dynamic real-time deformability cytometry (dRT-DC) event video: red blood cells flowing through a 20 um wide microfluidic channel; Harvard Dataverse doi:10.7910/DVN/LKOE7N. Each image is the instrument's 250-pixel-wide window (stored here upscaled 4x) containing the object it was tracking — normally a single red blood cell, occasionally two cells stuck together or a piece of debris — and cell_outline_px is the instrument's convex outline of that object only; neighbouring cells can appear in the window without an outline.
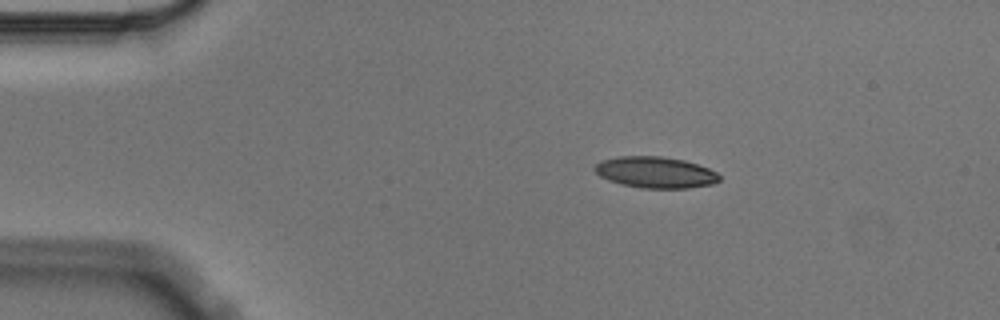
{"species": "Egyptian fruit bat (a non-hibernating species)", "species_latin": "Rousettus aegyptiacus", "temperature_condition": "cold", "stored_images_in_passage": 8, "camera_frame_rate_fps": 3000, "um_per_image_px": 0.085, "animal": {"sex": "male"}, "frame": {"image": 1, "passage_image": 2, "time_ms": 0.333, "image_size_px": [1000, 320], "cell_outline_px": [[720, 180], [712, 184], [688, 188], [640, 188], [620, 184], [608, 180], [600, 176], [592, 168], [600, 160], [620, 156], [660, 156], [684, 160], [708, 168], [716, 172], [720, 176]], "centroid_in_image_um": [55.68, 14.65], "position_along_channel_um": 29.3, "area_um2": 22.77}}
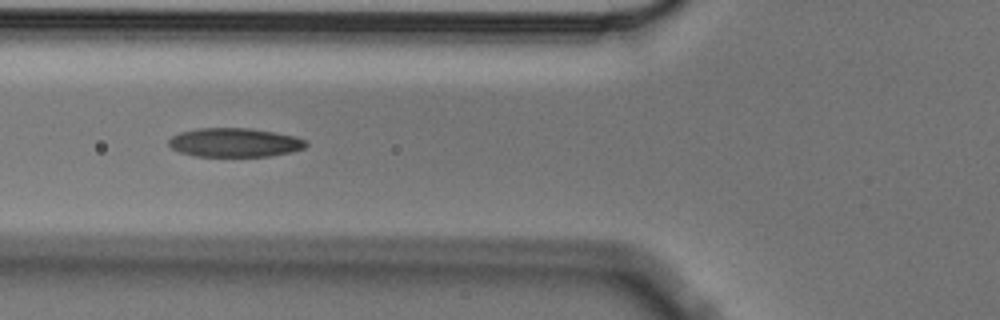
{"frame": {"image": 2, "passage_image": 5, "time_ms": 1.333, "image_size_px": [1000, 320], "cell_outline_px": [[308, 144], [304, 148], [292, 152], [268, 156], [196, 156], [180, 152], [172, 148], [168, 144], [168, 140], [172, 136], [180, 132], [196, 128], [252, 128], [296, 136], [308, 140]], "centroid_in_image_um": [19.97, 12.1], "position_along_channel_um": 105.8, "area_um2": 23.29}}
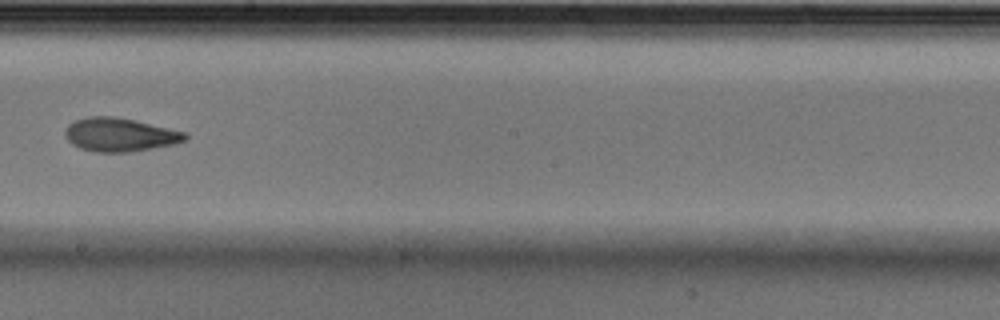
{"frame": {"image": 3, "passage_image": 8, "time_ms": 2.333, "image_size_px": [1000, 320], "cell_outline_px": [[188, 136], [184, 140], [172, 144], [132, 152], [96, 152], [80, 148], [72, 144], [64, 136], [64, 132], [68, 124], [76, 120], [88, 116], [112, 116], [132, 120], [168, 128], [184, 132]], "centroid_in_image_um": [10.12, 11.45], "position_along_channel_um": 238.1, "area_um2": 23.18}}